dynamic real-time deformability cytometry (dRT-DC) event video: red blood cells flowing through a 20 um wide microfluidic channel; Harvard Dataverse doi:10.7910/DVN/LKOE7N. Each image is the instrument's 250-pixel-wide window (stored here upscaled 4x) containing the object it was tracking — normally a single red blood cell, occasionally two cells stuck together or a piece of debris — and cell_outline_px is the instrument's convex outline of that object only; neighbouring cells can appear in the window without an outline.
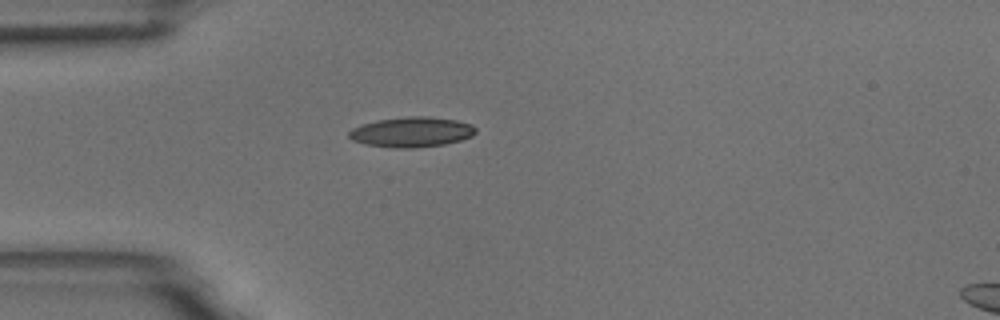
{"species": "common noctule bat (a hibernating species)", "species_latin": "Nyctalus noctula", "temperature_condition": "room temperature", "stored_images_in_passage": 40, "camera_frame_rate_fps": 3000, "um_per_image_px": 0.085, "animal": {"sex": "male", "body_mass_g": 18.8}, "frame": {"image": 1, "passage_image": 1, "time_ms": 0.0, "image_size_px": [1000, 320], "cell_outline_px": [[476, 132], [472, 136], [460, 140], [444, 144], [412, 148], [392, 148], [364, 144], [352, 140], [348, 136], [348, 132], [352, 128], [376, 120], [408, 116], [424, 116], [456, 120], [472, 124], [476, 128]], "centroid_in_image_um": [34.97, 11.22], "position_along_channel_um": 50.0, "area_um2": 22.25}}
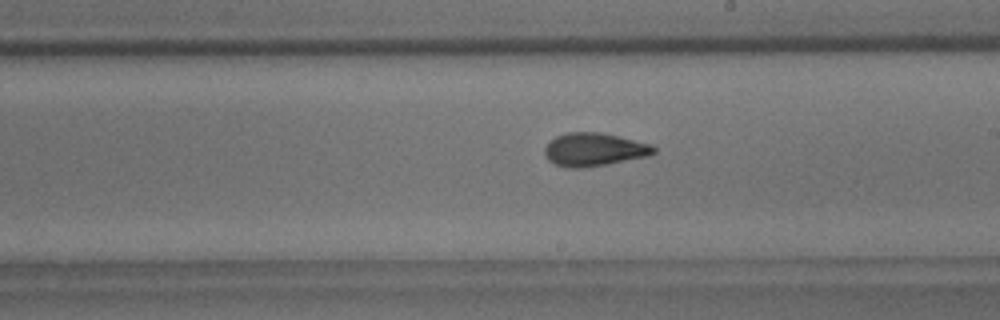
{"frame": {"image": 2, "passage_image": 17, "time_ms": 5.333, "image_size_px": [1000, 320], "cell_outline_px": [[656, 152], [648, 156], [608, 164], [584, 168], [568, 168], [556, 164], [548, 160], [544, 156], [544, 148], [556, 136], [568, 132], [600, 132], [620, 136], [652, 144], [656, 148]], "centroid_in_image_um": [50.52, 12.71], "position_along_channel_um": 238.5, "area_um2": 21.27}}
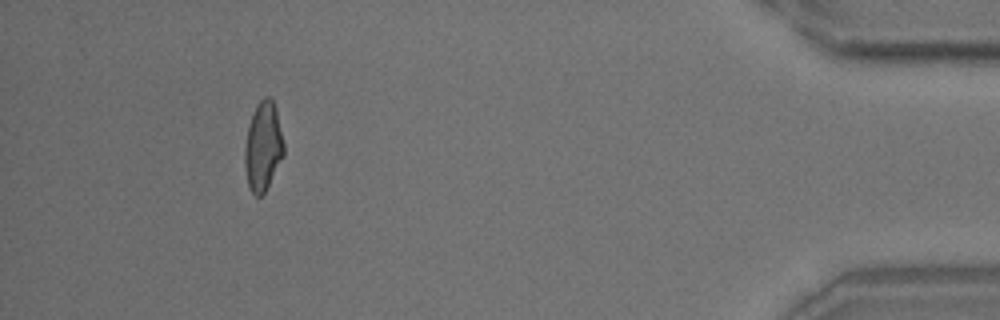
{"frame": {"image": 3, "passage_image": 36, "time_ms": 11.667, "image_size_px": [1000, 320], "cell_outline_px": [[284, 156], [264, 192], [260, 196], [256, 196], [252, 192], [248, 184], [244, 164], [244, 148], [248, 124], [252, 112], [256, 104], [264, 96], [268, 96], [272, 100], [276, 108], [284, 144]], "centroid_in_image_um": [22.35, 12.41], "position_along_channel_um": 412.9, "area_um2": 20.35}, "authors_computed_cell_mechanics": {"area_um2": 20.519, "velocity_mm_per_s": 3.7246, "shape_relaxation_time_tau1_ms": 8.2049, "shape_relaxation_time_tau2_ms": 1.6535, "deformation_change_tau1": 0.2062, "deformation_change_tau2": 0.0927}}